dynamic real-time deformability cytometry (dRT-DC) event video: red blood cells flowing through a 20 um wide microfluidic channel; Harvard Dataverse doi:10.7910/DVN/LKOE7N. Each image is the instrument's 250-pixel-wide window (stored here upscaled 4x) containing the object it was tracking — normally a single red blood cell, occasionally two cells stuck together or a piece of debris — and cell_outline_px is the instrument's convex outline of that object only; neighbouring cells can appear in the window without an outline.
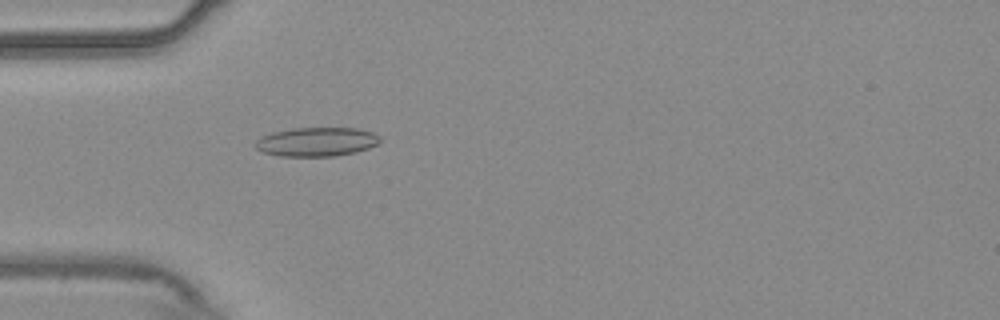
{"species": "common noctule bat (a hibernating species)", "species_latin": "Nyctalus noctula", "temperature_condition": "warm", "stored_images_in_passage": 55, "camera_frame_rate_fps": 3000, "um_per_image_px": 0.085, "animal": {"sex": "male", "body_mass_g": 20.4}, "frame": {"image": 1, "passage_image": 17, "time_ms": 5.333, "image_size_px": [1000, 320], "cell_outline_px": [[380, 140], [376, 144], [368, 148], [356, 152], [336, 156], [280, 156], [264, 152], [256, 148], [252, 144], [260, 136], [272, 132], [292, 128], [356, 128], [372, 132], [380, 136]], "centroid_in_image_um": [26.87, 12.05], "position_along_channel_um": 58.1, "area_um2": 21.15}}
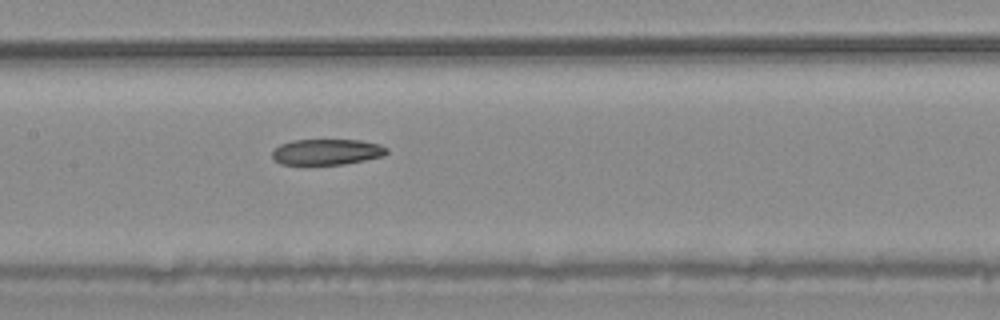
{"frame": {"image": 2, "passage_image": 27, "time_ms": 8.667, "image_size_px": [1000, 320], "cell_outline_px": [[388, 152], [384, 156], [344, 164], [280, 164], [272, 156], [272, 152], [280, 144], [292, 140], [360, 140], [380, 144], [388, 148]], "centroid_in_image_um": [27.81, 12.9], "position_along_channel_um": 179.6, "area_um2": 17.17}}
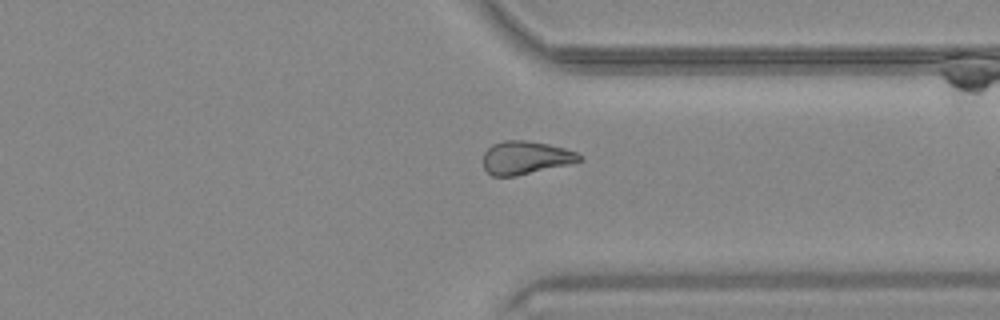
{"frame": {"image": 3, "passage_image": 42, "time_ms": 13.667, "image_size_px": [1000, 320], "cell_outline_px": [[584, 160], [572, 164], [516, 176], [492, 176], [484, 168], [484, 152], [492, 144], [504, 140], [524, 140], [548, 144], [564, 148], [576, 152], [584, 156]], "centroid_in_image_um": [44.72, 13.41], "position_along_channel_um": 366.7, "area_um2": 18.79}, "authors_computed_cell_mechanics": {"area_um2": 19.7676, "velocity_mm_per_s": 3.738, "shape_relaxation_time_tau1_ms": null, "shape_relaxation_time_tau2_ms": 5.3495, "deformation_change_tau1": null, "deformation_change_tau2": 0.1238}}